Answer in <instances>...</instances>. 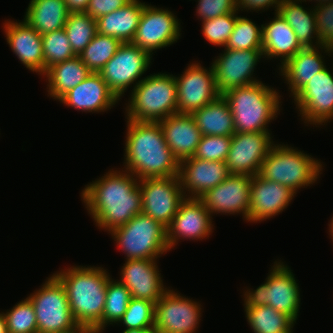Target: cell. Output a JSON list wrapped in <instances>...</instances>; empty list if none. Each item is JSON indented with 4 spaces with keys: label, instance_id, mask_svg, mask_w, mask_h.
<instances>
[{
    "label": "cell",
    "instance_id": "4316f807",
    "mask_svg": "<svg viewBox=\"0 0 333 333\" xmlns=\"http://www.w3.org/2000/svg\"><path fill=\"white\" fill-rule=\"evenodd\" d=\"M272 21L262 24V53L264 58L280 57L282 66L303 47L297 41L296 34L289 24L275 12Z\"/></svg>",
    "mask_w": 333,
    "mask_h": 333
},
{
    "label": "cell",
    "instance_id": "7c38bea8",
    "mask_svg": "<svg viewBox=\"0 0 333 333\" xmlns=\"http://www.w3.org/2000/svg\"><path fill=\"white\" fill-rule=\"evenodd\" d=\"M180 32V22L172 11L145 4L131 43L152 56L153 51L177 42Z\"/></svg>",
    "mask_w": 333,
    "mask_h": 333
},
{
    "label": "cell",
    "instance_id": "4dcf8cb0",
    "mask_svg": "<svg viewBox=\"0 0 333 333\" xmlns=\"http://www.w3.org/2000/svg\"><path fill=\"white\" fill-rule=\"evenodd\" d=\"M191 115L202 135L232 137L236 133L232 112L222 95Z\"/></svg>",
    "mask_w": 333,
    "mask_h": 333
},
{
    "label": "cell",
    "instance_id": "f35d334b",
    "mask_svg": "<svg viewBox=\"0 0 333 333\" xmlns=\"http://www.w3.org/2000/svg\"><path fill=\"white\" fill-rule=\"evenodd\" d=\"M155 303L146 299L131 298L127 309L118 323L128 329L154 328Z\"/></svg>",
    "mask_w": 333,
    "mask_h": 333
},
{
    "label": "cell",
    "instance_id": "603a6c76",
    "mask_svg": "<svg viewBox=\"0 0 333 333\" xmlns=\"http://www.w3.org/2000/svg\"><path fill=\"white\" fill-rule=\"evenodd\" d=\"M4 24L6 40L14 54L27 69L43 75L45 68L42 35L24 20L22 22L6 20Z\"/></svg>",
    "mask_w": 333,
    "mask_h": 333
},
{
    "label": "cell",
    "instance_id": "44dd1931",
    "mask_svg": "<svg viewBox=\"0 0 333 333\" xmlns=\"http://www.w3.org/2000/svg\"><path fill=\"white\" fill-rule=\"evenodd\" d=\"M229 175V169L223 161H206L191 157L179 164L178 177L186 198H200Z\"/></svg>",
    "mask_w": 333,
    "mask_h": 333
},
{
    "label": "cell",
    "instance_id": "30bf717a",
    "mask_svg": "<svg viewBox=\"0 0 333 333\" xmlns=\"http://www.w3.org/2000/svg\"><path fill=\"white\" fill-rule=\"evenodd\" d=\"M151 58L147 51L131 42L122 43L98 73L120 100L131 84L136 87L143 80L140 77L148 70Z\"/></svg>",
    "mask_w": 333,
    "mask_h": 333
},
{
    "label": "cell",
    "instance_id": "60d3db41",
    "mask_svg": "<svg viewBox=\"0 0 333 333\" xmlns=\"http://www.w3.org/2000/svg\"><path fill=\"white\" fill-rule=\"evenodd\" d=\"M238 11L202 21V34L213 45L224 46L233 32Z\"/></svg>",
    "mask_w": 333,
    "mask_h": 333
},
{
    "label": "cell",
    "instance_id": "681fc988",
    "mask_svg": "<svg viewBox=\"0 0 333 333\" xmlns=\"http://www.w3.org/2000/svg\"><path fill=\"white\" fill-rule=\"evenodd\" d=\"M121 333H158V331L155 328L150 329H128L123 330Z\"/></svg>",
    "mask_w": 333,
    "mask_h": 333
},
{
    "label": "cell",
    "instance_id": "52a82bcc",
    "mask_svg": "<svg viewBox=\"0 0 333 333\" xmlns=\"http://www.w3.org/2000/svg\"><path fill=\"white\" fill-rule=\"evenodd\" d=\"M109 233L117 247L126 254V260H156L169 251L167 228L144 213L135 215L126 224Z\"/></svg>",
    "mask_w": 333,
    "mask_h": 333
},
{
    "label": "cell",
    "instance_id": "d6986e66",
    "mask_svg": "<svg viewBox=\"0 0 333 333\" xmlns=\"http://www.w3.org/2000/svg\"><path fill=\"white\" fill-rule=\"evenodd\" d=\"M212 215L199 198H185L167 227L169 250L178 244L179 239L202 240L213 232Z\"/></svg>",
    "mask_w": 333,
    "mask_h": 333
},
{
    "label": "cell",
    "instance_id": "f6af8a7d",
    "mask_svg": "<svg viewBox=\"0 0 333 333\" xmlns=\"http://www.w3.org/2000/svg\"><path fill=\"white\" fill-rule=\"evenodd\" d=\"M131 0H89L86 13L95 20L103 15L116 11Z\"/></svg>",
    "mask_w": 333,
    "mask_h": 333
},
{
    "label": "cell",
    "instance_id": "cb8c5ba5",
    "mask_svg": "<svg viewBox=\"0 0 333 333\" xmlns=\"http://www.w3.org/2000/svg\"><path fill=\"white\" fill-rule=\"evenodd\" d=\"M60 102L84 112H104L118 103L119 99L109 89L99 73L90 75L70 89L60 99Z\"/></svg>",
    "mask_w": 333,
    "mask_h": 333
},
{
    "label": "cell",
    "instance_id": "8992f818",
    "mask_svg": "<svg viewBox=\"0 0 333 333\" xmlns=\"http://www.w3.org/2000/svg\"><path fill=\"white\" fill-rule=\"evenodd\" d=\"M319 160L288 145L274 144L262 162L258 175L290 188L297 194L300 188L310 186L322 174Z\"/></svg>",
    "mask_w": 333,
    "mask_h": 333
},
{
    "label": "cell",
    "instance_id": "836d02e7",
    "mask_svg": "<svg viewBox=\"0 0 333 333\" xmlns=\"http://www.w3.org/2000/svg\"><path fill=\"white\" fill-rule=\"evenodd\" d=\"M131 300L130 291L119 280L110 278L107 282L106 301L101 321L93 328L95 333H103L106 325L116 323L124 315Z\"/></svg>",
    "mask_w": 333,
    "mask_h": 333
},
{
    "label": "cell",
    "instance_id": "74e56055",
    "mask_svg": "<svg viewBox=\"0 0 333 333\" xmlns=\"http://www.w3.org/2000/svg\"><path fill=\"white\" fill-rule=\"evenodd\" d=\"M44 68L75 57L64 28L42 35Z\"/></svg>",
    "mask_w": 333,
    "mask_h": 333
},
{
    "label": "cell",
    "instance_id": "7dc6e473",
    "mask_svg": "<svg viewBox=\"0 0 333 333\" xmlns=\"http://www.w3.org/2000/svg\"><path fill=\"white\" fill-rule=\"evenodd\" d=\"M69 12H86L89 0H65Z\"/></svg>",
    "mask_w": 333,
    "mask_h": 333
},
{
    "label": "cell",
    "instance_id": "bcb514c9",
    "mask_svg": "<svg viewBox=\"0 0 333 333\" xmlns=\"http://www.w3.org/2000/svg\"><path fill=\"white\" fill-rule=\"evenodd\" d=\"M284 0H237V11H260V10H268L271 7H274L277 12L280 4Z\"/></svg>",
    "mask_w": 333,
    "mask_h": 333
},
{
    "label": "cell",
    "instance_id": "484cf974",
    "mask_svg": "<svg viewBox=\"0 0 333 333\" xmlns=\"http://www.w3.org/2000/svg\"><path fill=\"white\" fill-rule=\"evenodd\" d=\"M319 48L325 50L331 56L333 49L327 46L306 47L298 51L296 55L291 57L282 66L279 67L281 75L289 84L288 89L294 97L316 73H319L326 67L323 56Z\"/></svg>",
    "mask_w": 333,
    "mask_h": 333
},
{
    "label": "cell",
    "instance_id": "f546056e",
    "mask_svg": "<svg viewBox=\"0 0 333 333\" xmlns=\"http://www.w3.org/2000/svg\"><path fill=\"white\" fill-rule=\"evenodd\" d=\"M91 71L80 59L75 56L49 67L43 74L48 80V94L55 100H59L70 89L76 87L90 75Z\"/></svg>",
    "mask_w": 333,
    "mask_h": 333
},
{
    "label": "cell",
    "instance_id": "ac0fdd59",
    "mask_svg": "<svg viewBox=\"0 0 333 333\" xmlns=\"http://www.w3.org/2000/svg\"><path fill=\"white\" fill-rule=\"evenodd\" d=\"M251 182L252 176L231 174L199 199L211 215L239 213L248 221Z\"/></svg>",
    "mask_w": 333,
    "mask_h": 333
},
{
    "label": "cell",
    "instance_id": "b9f144b4",
    "mask_svg": "<svg viewBox=\"0 0 333 333\" xmlns=\"http://www.w3.org/2000/svg\"><path fill=\"white\" fill-rule=\"evenodd\" d=\"M231 138L228 136L202 135L193 157L206 161L225 162L230 151Z\"/></svg>",
    "mask_w": 333,
    "mask_h": 333
},
{
    "label": "cell",
    "instance_id": "7bdbcfd3",
    "mask_svg": "<svg viewBox=\"0 0 333 333\" xmlns=\"http://www.w3.org/2000/svg\"><path fill=\"white\" fill-rule=\"evenodd\" d=\"M317 35L320 45L333 49V2L314 6Z\"/></svg>",
    "mask_w": 333,
    "mask_h": 333
},
{
    "label": "cell",
    "instance_id": "d4e9b609",
    "mask_svg": "<svg viewBox=\"0 0 333 333\" xmlns=\"http://www.w3.org/2000/svg\"><path fill=\"white\" fill-rule=\"evenodd\" d=\"M159 123L165 142L179 162L194 156L202 134L191 114L176 113Z\"/></svg>",
    "mask_w": 333,
    "mask_h": 333
},
{
    "label": "cell",
    "instance_id": "d590c367",
    "mask_svg": "<svg viewBox=\"0 0 333 333\" xmlns=\"http://www.w3.org/2000/svg\"><path fill=\"white\" fill-rule=\"evenodd\" d=\"M121 44L118 38L97 33L79 57L91 72L98 73L114 56Z\"/></svg>",
    "mask_w": 333,
    "mask_h": 333
},
{
    "label": "cell",
    "instance_id": "6da1fadb",
    "mask_svg": "<svg viewBox=\"0 0 333 333\" xmlns=\"http://www.w3.org/2000/svg\"><path fill=\"white\" fill-rule=\"evenodd\" d=\"M81 197L99 229L108 232L142 213L139 179L128 171H108L106 175L87 184Z\"/></svg>",
    "mask_w": 333,
    "mask_h": 333
},
{
    "label": "cell",
    "instance_id": "d6a6232c",
    "mask_svg": "<svg viewBox=\"0 0 333 333\" xmlns=\"http://www.w3.org/2000/svg\"><path fill=\"white\" fill-rule=\"evenodd\" d=\"M245 312L254 333H293L296 322L271 306L245 307Z\"/></svg>",
    "mask_w": 333,
    "mask_h": 333
},
{
    "label": "cell",
    "instance_id": "5b68a950",
    "mask_svg": "<svg viewBox=\"0 0 333 333\" xmlns=\"http://www.w3.org/2000/svg\"><path fill=\"white\" fill-rule=\"evenodd\" d=\"M131 91L126 119L159 122L178 113L176 79L171 74H151Z\"/></svg>",
    "mask_w": 333,
    "mask_h": 333
},
{
    "label": "cell",
    "instance_id": "8fae6325",
    "mask_svg": "<svg viewBox=\"0 0 333 333\" xmlns=\"http://www.w3.org/2000/svg\"><path fill=\"white\" fill-rule=\"evenodd\" d=\"M142 213L160 222L166 228L186 198L178 176L139 179Z\"/></svg>",
    "mask_w": 333,
    "mask_h": 333
},
{
    "label": "cell",
    "instance_id": "2e32d148",
    "mask_svg": "<svg viewBox=\"0 0 333 333\" xmlns=\"http://www.w3.org/2000/svg\"><path fill=\"white\" fill-rule=\"evenodd\" d=\"M273 145L270 132H236L225 161L230 174L257 175Z\"/></svg>",
    "mask_w": 333,
    "mask_h": 333
},
{
    "label": "cell",
    "instance_id": "7402d4cb",
    "mask_svg": "<svg viewBox=\"0 0 333 333\" xmlns=\"http://www.w3.org/2000/svg\"><path fill=\"white\" fill-rule=\"evenodd\" d=\"M250 194L248 222L254 223L278 215L287 208L296 195L290 188L277 182L266 180L258 174L252 176Z\"/></svg>",
    "mask_w": 333,
    "mask_h": 333
},
{
    "label": "cell",
    "instance_id": "ee69618b",
    "mask_svg": "<svg viewBox=\"0 0 333 333\" xmlns=\"http://www.w3.org/2000/svg\"><path fill=\"white\" fill-rule=\"evenodd\" d=\"M197 16L203 20L214 19L218 16L237 11V0H197Z\"/></svg>",
    "mask_w": 333,
    "mask_h": 333
},
{
    "label": "cell",
    "instance_id": "3957f363",
    "mask_svg": "<svg viewBox=\"0 0 333 333\" xmlns=\"http://www.w3.org/2000/svg\"><path fill=\"white\" fill-rule=\"evenodd\" d=\"M53 275L66 290L76 323L93 329L102 319L110 274L102 267L71 266Z\"/></svg>",
    "mask_w": 333,
    "mask_h": 333
},
{
    "label": "cell",
    "instance_id": "9a60e30c",
    "mask_svg": "<svg viewBox=\"0 0 333 333\" xmlns=\"http://www.w3.org/2000/svg\"><path fill=\"white\" fill-rule=\"evenodd\" d=\"M293 99L304 123L325 125L333 119V73L323 68Z\"/></svg>",
    "mask_w": 333,
    "mask_h": 333
},
{
    "label": "cell",
    "instance_id": "e0dca14e",
    "mask_svg": "<svg viewBox=\"0 0 333 333\" xmlns=\"http://www.w3.org/2000/svg\"><path fill=\"white\" fill-rule=\"evenodd\" d=\"M262 50L224 49L212 64L218 92L222 95L229 89L260 82L253 72Z\"/></svg>",
    "mask_w": 333,
    "mask_h": 333
},
{
    "label": "cell",
    "instance_id": "ba28073f",
    "mask_svg": "<svg viewBox=\"0 0 333 333\" xmlns=\"http://www.w3.org/2000/svg\"><path fill=\"white\" fill-rule=\"evenodd\" d=\"M264 284L244 293V306L268 305L290 316L295 322L300 308V291L292 270L283 262L275 261Z\"/></svg>",
    "mask_w": 333,
    "mask_h": 333
},
{
    "label": "cell",
    "instance_id": "f907efd6",
    "mask_svg": "<svg viewBox=\"0 0 333 333\" xmlns=\"http://www.w3.org/2000/svg\"><path fill=\"white\" fill-rule=\"evenodd\" d=\"M0 333H8L7 324L3 312L0 313Z\"/></svg>",
    "mask_w": 333,
    "mask_h": 333
},
{
    "label": "cell",
    "instance_id": "9c48e42d",
    "mask_svg": "<svg viewBox=\"0 0 333 333\" xmlns=\"http://www.w3.org/2000/svg\"><path fill=\"white\" fill-rule=\"evenodd\" d=\"M35 310L38 333H58L74 329V320L66 290L54 276L27 297Z\"/></svg>",
    "mask_w": 333,
    "mask_h": 333
},
{
    "label": "cell",
    "instance_id": "f5cc1de1",
    "mask_svg": "<svg viewBox=\"0 0 333 333\" xmlns=\"http://www.w3.org/2000/svg\"><path fill=\"white\" fill-rule=\"evenodd\" d=\"M329 225V232H330V234L329 235H331L332 236V241H333V220H331V222H330V224H328Z\"/></svg>",
    "mask_w": 333,
    "mask_h": 333
},
{
    "label": "cell",
    "instance_id": "83f0119b",
    "mask_svg": "<svg viewBox=\"0 0 333 333\" xmlns=\"http://www.w3.org/2000/svg\"><path fill=\"white\" fill-rule=\"evenodd\" d=\"M145 2L131 0L125 6L96 19L97 33L132 42Z\"/></svg>",
    "mask_w": 333,
    "mask_h": 333
},
{
    "label": "cell",
    "instance_id": "c3c4849f",
    "mask_svg": "<svg viewBox=\"0 0 333 333\" xmlns=\"http://www.w3.org/2000/svg\"><path fill=\"white\" fill-rule=\"evenodd\" d=\"M58 333H95V331L89 327L77 325L74 329Z\"/></svg>",
    "mask_w": 333,
    "mask_h": 333
},
{
    "label": "cell",
    "instance_id": "7a4b0ae2",
    "mask_svg": "<svg viewBox=\"0 0 333 333\" xmlns=\"http://www.w3.org/2000/svg\"><path fill=\"white\" fill-rule=\"evenodd\" d=\"M124 171L137 179L175 177L180 162L165 142L159 122L127 119Z\"/></svg>",
    "mask_w": 333,
    "mask_h": 333
},
{
    "label": "cell",
    "instance_id": "5bb4252c",
    "mask_svg": "<svg viewBox=\"0 0 333 333\" xmlns=\"http://www.w3.org/2000/svg\"><path fill=\"white\" fill-rule=\"evenodd\" d=\"M180 77H176L177 111L191 114L212 103L221 94L215 82L213 67L206 69L200 63H192Z\"/></svg>",
    "mask_w": 333,
    "mask_h": 333
},
{
    "label": "cell",
    "instance_id": "e575fe53",
    "mask_svg": "<svg viewBox=\"0 0 333 333\" xmlns=\"http://www.w3.org/2000/svg\"><path fill=\"white\" fill-rule=\"evenodd\" d=\"M64 30L74 54L79 56L97 34V23L86 12H71Z\"/></svg>",
    "mask_w": 333,
    "mask_h": 333
},
{
    "label": "cell",
    "instance_id": "8d00e7d4",
    "mask_svg": "<svg viewBox=\"0 0 333 333\" xmlns=\"http://www.w3.org/2000/svg\"><path fill=\"white\" fill-rule=\"evenodd\" d=\"M262 35V24L259 27L251 19L237 16L225 49L262 50Z\"/></svg>",
    "mask_w": 333,
    "mask_h": 333
},
{
    "label": "cell",
    "instance_id": "ffe728a7",
    "mask_svg": "<svg viewBox=\"0 0 333 333\" xmlns=\"http://www.w3.org/2000/svg\"><path fill=\"white\" fill-rule=\"evenodd\" d=\"M155 259H129L121 268L120 283L130 291L131 298L156 303L169 289L164 287Z\"/></svg>",
    "mask_w": 333,
    "mask_h": 333
},
{
    "label": "cell",
    "instance_id": "816d5d0a",
    "mask_svg": "<svg viewBox=\"0 0 333 333\" xmlns=\"http://www.w3.org/2000/svg\"><path fill=\"white\" fill-rule=\"evenodd\" d=\"M301 2V4H302V2H306V0H300ZM309 1H312V0H309ZM317 1V2H316ZM315 2L317 3V5L316 6H320V5H323V4H325V3H330V2H333V0H315Z\"/></svg>",
    "mask_w": 333,
    "mask_h": 333
},
{
    "label": "cell",
    "instance_id": "f1b7e54d",
    "mask_svg": "<svg viewBox=\"0 0 333 333\" xmlns=\"http://www.w3.org/2000/svg\"><path fill=\"white\" fill-rule=\"evenodd\" d=\"M69 14L65 0H31L24 21L44 35L64 28Z\"/></svg>",
    "mask_w": 333,
    "mask_h": 333
},
{
    "label": "cell",
    "instance_id": "4fadbf2b",
    "mask_svg": "<svg viewBox=\"0 0 333 333\" xmlns=\"http://www.w3.org/2000/svg\"><path fill=\"white\" fill-rule=\"evenodd\" d=\"M200 306L168 289L155 303L154 328L158 333H195L201 320Z\"/></svg>",
    "mask_w": 333,
    "mask_h": 333
},
{
    "label": "cell",
    "instance_id": "1f68e13d",
    "mask_svg": "<svg viewBox=\"0 0 333 333\" xmlns=\"http://www.w3.org/2000/svg\"><path fill=\"white\" fill-rule=\"evenodd\" d=\"M299 2L301 1L284 0L277 12L293 29L297 41L303 48L321 46L316 30L314 8L311 9L312 11H307ZM314 38L316 39L315 45L313 44Z\"/></svg>",
    "mask_w": 333,
    "mask_h": 333
},
{
    "label": "cell",
    "instance_id": "ab89813d",
    "mask_svg": "<svg viewBox=\"0 0 333 333\" xmlns=\"http://www.w3.org/2000/svg\"><path fill=\"white\" fill-rule=\"evenodd\" d=\"M3 315L8 333H38L35 310L28 298L18 302L6 313L3 312Z\"/></svg>",
    "mask_w": 333,
    "mask_h": 333
},
{
    "label": "cell",
    "instance_id": "277c9868",
    "mask_svg": "<svg viewBox=\"0 0 333 333\" xmlns=\"http://www.w3.org/2000/svg\"><path fill=\"white\" fill-rule=\"evenodd\" d=\"M233 115L235 132H269L268 125L280 111L279 93L261 81L222 94Z\"/></svg>",
    "mask_w": 333,
    "mask_h": 333
}]
</instances>
